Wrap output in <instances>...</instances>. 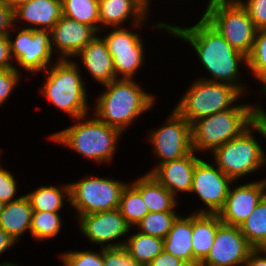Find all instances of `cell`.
Returning <instances> with one entry per match:
<instances>
[{
	"label": "cell",
	"mask_w": 266,
	"mask_h": 266,
	"mask_svg": "<svg viewBox=\"0 0 266 266\" xmlns=\"http://www.w3.org/2000/svg\"><path fill=\"white\" fill-rule=\"evenodd\" d=\"M77 56L81 57L88 73L100 84L104 85L117 79L112 56L103 38L96 36Z\"/></svg>",
	"instance_id": "cell-20"
},
{
	"label": "cell",
	"mask_w": 266,
	"mask_h": 266,
	"mask_svg": "<svg viewBox=\"0 0 266 266\" xmlns=\"http://www.w3.org/2000/svg\"><path fill=\"white\" fill-rule=\"evenodd\" d=\"M99 0H62V15L101 31Z\"/></svg>",
	"instance_id": "cell-29"
},
{
	"label": "cell",
	"mask_w": 266,
	"mask_h": 266,
	"mask_svg": "<svg viewBox=\"0 0 266 266\" xmlns=\"http://www.w3.org/2000/svg\"><path fill=\"white\" fill-rule=\"evenodd\" d=\"M239 228L254 249H266V195Z\"/></svg>",
	"instance_id": "cell-28"
},
{
	"label": "cell",
	"mask_w": 266,
	"mask_h": 266,
	"mask_svg": "<svg viewBox=\"0 0 266 266\" xmlns=\"http://www.w3.org/2000/svg\"><path fill=\"white\" fill-rule=\"evenodd\" d=\"M61 259L65 266H104L103 248L100 252L92 250L68 251L61 254Z\"/></svg>",
	"instance_id": "cell-34"
},
{
	"label": "cell",
	"mask_w": 266,
	"mask_h": 266,
	"mask_svg": "<svg viewBox=\"0 0 266 266\" xmlns=\"http://www.w3.org/2000/svg\"><path fill=\"white\" fill-rule=\"evenodd\" d=\"M177 216L175 212H149L136 226L140 233L164 239Z\"/></svg>",
	"instance_id": "cell-32"
},
{
	"label": "cell",
	"mask_w": 266,
	"mask_h": 266,
	"mask_svg": "<svg viewBox=\"0 0 266 266\" xmlns=\"http://www.w3.org/2000/svg\"><path fill=\"white\" fill-rule=\"evenodd\" d=\"M16 21L14 20V10H12L3 0H0V36L11 34L9 29Z\"/></svg>",
	"instance_id": "cell-39"
},
{
	"label": "cell",
	"mask_w": 266,
	"mask_h": 266,
	"mask_svg": "<svg viewBox=\"0 0 266 266\" xmlns=\"http://www.w3.org/2000/svg\"><path fill=\"white\" fill-rule=\"evenodd\" d=\"M247 66L257 80L266 73V29L257 31L252 50L247 56Z\"/></svg>",
	"instance_id": "cell-33"
},
{
	"label": "cell",
	"mask_w": 266,
	"mask_h": 266,
	"mask_svg": "<svg viewBox=\"0 0 266 266\" xmlns=\"http://www.w3.org/2000/svg\"><path fill=\"white\" fill-rule=\"evenodd\" d=\"M62 16V0H33L14 9V20H24L37 30L50 31Z\"/></svg>",
	"instance_id": "cell-21"
},
{
	"label": "cell",
	"mask_w": 266,
	"mask_h": 266,
	"mask_svg": "<svg viewBox=\"0 0 266 266\" xmlns=\"http://www.w3.org/2000/svg\"><path fill=\"white\" fill-rule=\"evenodd\" d=\"M87 117L89 115L86 114L74 119V121L77 120V123L50 135L49 138L90 160L108 163L114 156L116 143L122 132L110 127L95 116L88 120Z\"/></svg>",
	"instance_id": "cell-4"
},
{
	"label": "cell",
	"mask_w": 266,
	"mask_h": 266,
	"mask_svg": "<svg viewBox=\"0 0 266 266\" xmlns=\"http://www.w3.org/2000/svg\"><path fill=\"white\" fill-rule=\"evenodd\" d=\"M263 253V255H262ZM260 254V255H259ZM266 249H253L246 261L244 262V266H266Z\"/></svg>",
	"instance_id": "cell-42"
},
{
	"label": "cell",
	"mask_w": 266,
	"mask_h": 266,
	"mask_svg": "<svg viewBox=\"0 0 266 266\" xmlns=\"http://www.w3.org/2000/svg\"><path fill=\"white\" fill-rule=\"evenodd\" d=\"M3 206H4V203L0 201V214L2 212Z\"/></svg>",
	"instance_id": "cell-49"
},
{
	"label": "cell",
	"mask_w": 266,
	"mask_h": 266,
	"mask_svg": "<svg viewBox=\"0 0 266 266\" xmlns=\"http://www.w3.org/2000/svg\"><path fill=\"white\" fill-rule=\"evenodd\" d=\"M61 220L59 213L33 211L30 234L41 241L53 238L60 232Z\"/></svg>",
	"instance_id": "cell-31"
},
{
	"label": "cell",
	"mask_w": 266,
	"mask_h": 266,
	"mask_svg": "<svg viewBox=\"0 0 266 266\" xmlns=\"http://www.w3.org/2000/svg\"><path fill=\"white\" fill-rule=\"evenodd\" d=\"M18 68L0 69V106L6 102L17 86L21 76Z\"/></svg>",
	"instance_id": "cell-36"
},
{
	"label": "cell",
	"mask_w": 266,
	"mask_h": 266,
	"mask_svg": "<svg viewBox=\"0 0 266 266\" xmlns=\"http://www.w3.org/2000/svg\"><path fill=\"white\" fill-rule=\"evenodd\" d=\"M33 209L26 195L15 201L4 203L0 214L2 228L16 243L26 231L30 232Z\"/></svg>",
	"instance_id": "cell-22"
},
{
	"label": "cell",
	"mask_w": 266,
	"mask_h": 266,
	"mask_svg": "<svg viewBox=\"0 0 266 266\" xmlns=\"http://www.w3.org/2000/svg\"><path fill=\"white\" fill-rule=\"evenodd\" d=\"M235 105L191 124L193 151H211L240 135L266 111L261 105Z\"/></svg>",
	"instance_id": "cell-3"
},
{
	"label": "cell",
	"mask_w": 266,
	"mask_h": 266,
	"mask_svg": "<svg viewBox=\"0 0 266 266\" xmlns=\"http://www.w3.org/2000/svg\"><path fill=\"white\" fill-rule=\"evenodd\" d=\"M99 34L93 27L61 16L50 30L51 47L61 52L58 59L75 57L80 50Z\"/></svg>",
	"instance_id": "cell-17"
},
{
	"label": "cell",
	"mask_w": 266,
	"mask_h": 266,
	"mask_svg": "<svg viewBox=\"0 0 266 266\" xmlns=\"http://www.w3.org/2000/svg\"><path fill=\"white\" fill-rule=\"evenodd\" d=\"M158 129L151 130L149 141L158 156L159 164L183 158L193 151L191 124L175 109Z\"/></svg>",
	"instance_id": "cell-10"
},
{
	"label": "cell",
	"mask_w": 266,
	"mask_h": 266,
	"mask_svg": "<svg viewBox=\"0 0 266 266\" xmlns=\"http://www.w3.org/2000/svg\"><path fill=\"white\" fill-rule=\"evenodd\" d=\"M254 129H256L264 138H266V113L260 115L254 121Z\"/></svg>",
	"instance_id": "cell-44"
},
{
	"label": "cell",
	"mask_w": 266,
	"mask_h": 266,
	"mask_svg": "<svg viewBox=\"0 0 266 266\" xmlns=\"http://www.w3.org/2000/svg\"><path fill=\"white\" fill-rule=\"evenodd\" d=\"M181 262V259L163 250L148 266H179Z\"/></svg>",
	"instance_id": "cell-41"
},
{
	"label": "cell",
	"mask_w": 266,
	"mask_h": 266,
	"mask_svg": "<svg viewBox=\"0 0 266 266\" xmlns=\"http://www.w3.org/2000/svg\"><path fill=\"white\" fill-rule=\"evenodd\" d=\"M203 18L224 39L246 57L250 54L258 29L238 0H209Z\"/></svg>",
	"instance_id": "cell-6"
},
{
	"label": "cell",
	"mask_w": 266,
	"mask_h": 266,
	"mask_svg": "<svg viewBox=\"0 0 266 266\" xmlns=\"http://www.w3.org/2000/svg\"><path fill=\"white\" fill-rule=\"evenodd\" d=\"M179 266H203L202 261L193 260H183Z\"/></svg>",
	"instance_id": "cell-46"
},
{
	"label": "cell",
	"mask_w": 266,
	"mask_h": 266,
	"mask_svg": "<svg viewBox=\"0 0 266 266\" xmlns=\"http://www.w3.org/2000/svg\"><path fill=\"white\" fill-rule=\"evenodd\" d=\"M254 122L240 135L216 148L211 154L217 166L233 181L238 180L266 163L265 152L253 135Z\"/></svg>",
	"instance_id": "cell-8"
},
{
	"label": "cell",
	"mask_w": 266,
	"mask_h": 266,
	"mask_svg": "<svg viewBox=\"0 0 266 266\" xmlns=\"http://www.w3.org/2000/svg\"><path fill=\"white\" fill-rule=\"evenodd\" d=\"M33 211L58 213L63 207V198L70 201V185L41 186L26 194Z\"/></svg>",
	"instance_id": "cell-26"
},
{
	"label": "cell",
	"mask_w": 266,
	"mask_h": 266,
	"mask_svg": "<svg viewBox=\"0 0 266 266\" xmlns=\"http://www.w3.org/2000/svg\"><path fill=\"white\" fill-rule=\"evenodd\" d=\"M11 59L9 37L8 35L0 36V69L15 68Z\"/></svg>",
	"instance_id": "cell-40"
},
{
	"label": "cell",
	"mask_w": 266,
	"mask_h": 266,
	"mask_svg": "<svg viewBox=\"0 0 266 266\" xmlns=\"http://www.w3.org/2000/svg\"><path fill=\"white\" fill-rule=\"evenodd\" d=\"M148 8L142 0H99L100 25L117 28L132 17L134 26L140 27L150 12Z\"/></svg>",
	"instance_id": "cell-19"
},
{
	"label": "cell",
	"mask_w": 266,
	"mask_h": 266,
	"mask_svg": "<svg viewBox=\"0 0 266 266\" xmlns=\"http://www.w3.org/2000/svg\"><path fill=\"white\" fill-rule=\"evenodd\" d=\"M247 10L254 26L259 29H266V0H238Z\"/></svg>",
	"instance_id": "cell-37"
},
{
	"label": "cell",
	"mask_w": 266,
	"mask_h": 266,
	"mask_svg": "<svg viewBox=\"0 0 266 266\" xmlns=\"http://www.w3.org/2000/svg\"><path fill=\"white\" fill-rule=\"evenodd\" d=\"M12 10L17 8L19 5L31 2L33 0H3Z\"/></svg>",
	"instance_id": "cell-45"
},
{
	"label": "cell",
	"mask_w": 266,
	"mask_h": 266,
	"mask_svg": "<svg viewBox=\"0 0 266 266\" xmlns=\"http://www.w3.org/2000/svg\"><path fill=\"white\" fill-rule=\"evenodd\" d=\"M0 266H17V264H13L10 262H4V263H1Z\"/></svg>",
	"instance_id": "cell-48"
},
{
	"label": "cell",
	"mask_w": 266,
	"mask_h": 266,
	"mask_svg": "<svg viewBox=\"0 0 266 266\" xmlns=\"http://www.w3.org/2000/svg\"><path fill=\"white\" fill-rule=\"evenodd\" d=\"M254 248L248 243L239 227L222 223L219 218L214 242L203 266H240Z\"/></svg>",
	"instance_id": "cell-14"
},
{
	"label": "cell",
	"mask_w": 266,
	"mask_h": 266,
	"mask_svg": "<svg viewBox=\"0 0 266 266\" xmlns=\"http://www.w3.org/2000/svg\"><path fill=\"white\" fill-rule=\"evenodd\" d=\"M17 188L14 176L0 166V201L3 203H9L19 199L20 197L13 199Z\"/></svg>",
	"instance_id": "cell-38"
},
{
	"label": "cell",
	"mask_w": 266,
	"mask_h": 266,
	"mask_svg": "<svg viewBox=\"0 0 266 266\" xmlns=\"http://www.w3.org/2000/svg\"><path fill=\"white\" fill-rule=\"evenodd\" d=\"M12 60L28 73L45 71L51 64L52 47L50 31L22 28L15 40L8 35Z\"/></svg>",
	"instance_id": "cell-11"
},
{
	"label": "cell",
	"mask_w": 266,
	"mask_h": 266,
	"mask_svg": "<svg viewBox=\"0 0 266 266\" xmlns=\"http://www.w3.org/2000/svg\"><path fill=\"white\" fill-rule=\"evenodd\" d=\"M133 79L117 78L104 84L105 90L96 100L95 115L121 132L142 113L153 107L155 99Z\"/></svg>",
	"instance_id": "cell-2"
},
{
	"label": "cell",
	"mask_w": 266,
	"mask_h": 266,
	"mask_svg": "<svg viewBox=\"0 0 266 266\" xmlns=\"http://www.w3.org/2000/svg\"><path fill=\"white\" fill-rule=\"evenodd\" d=\"M142 196L149 212H175L177 198L150 173L131 184Z\"/></svg>",
	"instance_id": "cell-23"
},
{
	"label": "cell",
	"mask_w": 266,
	"mask_h": 266,
	"mask_svg": "<svg viewBox=\"0 0 266 266\" xmlns=\"http://www.w3.org/2000/svg\"><path fill=\"white\" fill-rule=\"evenodd\" d=\"M233 182L218 167L214 168L213 164L200 159L193 172L191 193L198 194L207 210L204 208L196 213L218 214L225 204L230 184Z\"/></svg>",
	"instance_id": "cell-13"
},
{
	"label": "cell",
	"mask_w": 266,
	"mask_h": 266,
	"mask_svg": "<svg viewBox=\"0 0 266 266\" xmlns=\"http://www.w3.org/2000/svg\"><path fill=\"white\" fill-rule=\"evenodd\" d=\"M266 195V179L230 187L223 208L218 212L222 223L240 227Z\"/></svg>",
	"instance_id": "cell-16"
},
{
	"label": "cell",
	"mask_w": 266,
	"mask_h": 266,
	"mask_svg": "<svg viewBox=\"0 0 266 266\" xmlns=\"http://www.w3.org/2000/svg\"><path fill=\"white\" fill-rule=\"evenodd\" d=\"M118 209L131 227L136 226L149 213L141 194L131 184L123 189Z\"/></svg>",
	"instance_id": "cell-30"
},
{
	"label": "cell",
	"mask_w": 266,
	"mask_h": 266,
	"mask_svg": "<svg viewBox=\"0 0 266 266\" xmlns=\"http://www.w3.org/2000/svg\"><path fill=\"white\" fill-rule=\"evenodd\" d=\"M147 6L150 5V0H142Z\"/></svg>",
	"instance_id": "cell-50"
},
{
	"label": "cell",
	"mask_w": 266,
	"mask_h": 266,
	"mask_svg": "<svg viewBox=\"0 0 266 266\" xmlns=\"http://www.w3.org/2000/svg\"><path fill=\"white\" fill-rule=\"evenodd\" d=\"M175 37L188 42L196 51L200 63L213 76L202 78L206 81L220 82L238 88L242 93L245 86L238 83L239 64L247 65V57L233 48L224 37L203 17L192 27H178L160 22L155 24ZM238 79V80H237Z\"/></svg>",
	"instance_id": "cell-1"
},
{
	"label": "cell",
	"mask_w": 266,
	"mask_h": 266,
	"mask_svg": "<svg viewBox=\"0 0 266 266\" xmlns=\"http://www.w3.org/2000/svg\"><path fill=\"white\" fill-rule=\"evenodd\" d=\"M199 160L192 151L183 158L159 164L148 173L176 197L179 191L191 193L193 172Z\"/></svg>",
	"instance_id": "cell-18"
},
{
	"label": "cell",
	"mask_w": 266,
	"mask_h": 266,
	"mask_svg": "<svg viewBox=\"0 0 266 266\" xmlns=\"http://www.w3.org/2000/svg\"><path fill=\"white\" fill-rule=\"evenodd\" d=\"M259 81L263 83L261 91H263L264 94H266V73L259 79Z\"/></svg>",
	"instance_id": "cell-47"
},
{
	"label": "cell",
	"mask_w": 266,
	"mask_h": 266,
	"mask_svg": "<svg viewBox=\"0 0 266 266\" xmlns=\"http://www.w3.org/2000/svg\"><path fill=\"white\" fill-rule=\"evenodd\" d=\"M219 228L218 214L192 213L193 259L203 261L208 255Z\"/></svg>",
	"instance_id": "cell-24"
},
{
	"label": "cell",
	"mask_w": 266,
	"mask_h": 266,
	"mask_svg": "<svg viewBox=\"0 0 266 266\" xmlns=\"http://www.w3.org/2000/svg\"><path fill=\"white\" fill-rule=\"evenodd\" d=\"M192 84L174 108L190 124L234 107L242 94L238 88L226 83L198 79Z\"/></svg>",
	"instance_id": "cell-7"
},
{
	"label": "cell",
	"mask_w": 266,
	"mask_h": 266,
	"mask_svg": "<svg viewBox=\"0 0 266 266\" xmlns=\"http://www.w3.org/2000/svg\"><path fill=\"white\" fill-rule=\"evenodd\" d=\"M57 61L45 70L47 74L41 94L72 119L88 114L87 91L78 65L71 59Z\"/></svg>",
	"instance_id": "cell-5"
},
{
	"label": "cell",
	"mask_w": 266,
	"mask_h": 266,
	"mask_svg": "<svg viewBox=\"0 0 266 266\" xmlns=\"http://www.w3.org/2000/svg\"><path fill=\"white\" fill-rule=\"evenodd\" d=\"M125 241L124 247L140 266H148L164 250L163 239L140 232Z\"/></svg>",
	"instance_id": "cell-27"
},
{
	"label": "cell",
	"mask_w": 266,
	"mask_h": 266,
	"mask_svg": "<svg viewBox=\"0 0 266 266\" xmlns=\"http://www.w3.org/2000/svg\"><path fill=\"white\" fill-rule=\"evenodd\" d=\"M70 185V204L82 216L119 208L127 183L109 178L83 177Z\"/></svg>",
	"instance_id": "cell-9"
},
{
	"label": "cell",
	"mask_w": 266,
	"mask_h": 266,
	"mask_svg": "<svg viewBox=\"0 0 266 266\" xmlns=\"http://www.w3.org/2000/svg\"><path fill=\"white\" fill-rule=\"evenodd\" d=\"M165 252L183 260H193L192 215L174 220L172 227L163 239Z\"/></svg>",
	"instance_id": "cell-25"
},
{
	"label": "cell",
	"mask_w": 266,
	"mask_h": 266,
	"mask_svg": "<svg viewBox=\"0 0 266 266\" xmlns=\"http://www.w3.org/2000/svg\"><path fill=\"white\" fill-rule=\"evenodd\" d=\"M77 217L80 218V229L83 235L92 243L101 244V248L124 246L126 241L113 243L112 240L122 237L132 228L118 208Z\"/></svg>",
	"instance_id": "cell-15"
},
{
	"label": "cell",
	"mask_w": 266,
	"mask_h": 266,
	"mask_svg": "<svg viewBox=\"0 0 266 266\" xmlns=\"http://www.w3.org/2000/svg\"><path fill=\"white\" fill-rule=\"evenodd\" d=\"M104 266H140L124 246L103 248Z\"/></svg>",
	"instance_id": "cell-35"
},
{
	"label": "cell",
	"mask_w": 266,
	"mask_h": 266,
	"mask_svg": "<svg viewBox=\"0 0 266 266\" xmlns=\"http://www.w3.org/2000/svg\"><path fill=\"white\" fill-rule=\"evenodd\" d=\"M107 34L102 38L112 56L116 78L133 79L137 69L145 62L140 35L120 27L111 29Z\"/></svg>",
	"instance_id": "cell-12"
},
{
	"label": "cell",
	"mask_w": 266,
	"mask_h": 266,
	"mask_svg": "<svg viewBox=\"0 0 266 266\" xmlns=\"http://www.w3.org/2000/svg\"><path fill=\"white\" fill-rule=\"evenodd\" d=\"M15 240L11 238L2 228H0V255L3 254L6 249L15 244Z\"/></svg>",
	"instance_id": "cell-43"
}]
</instances>
